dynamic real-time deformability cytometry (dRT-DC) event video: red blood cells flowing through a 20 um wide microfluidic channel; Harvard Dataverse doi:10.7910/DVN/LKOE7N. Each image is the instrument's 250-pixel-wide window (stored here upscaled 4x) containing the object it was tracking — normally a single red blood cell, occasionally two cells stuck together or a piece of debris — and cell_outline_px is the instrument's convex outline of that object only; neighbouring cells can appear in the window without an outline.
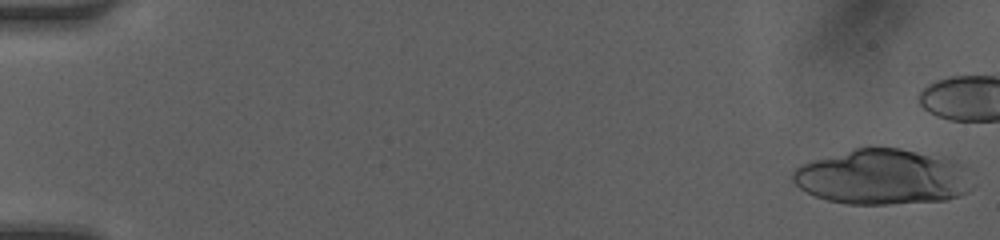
{"species": "human", "species_latin": "Homo sapiens", "temperature_condition": "room temperature", "stored_images_in_passage": 24, "camera_frame_rate_fps": 3000, "um_per_image_px": 0.085, "donor": {"sex": "female"}, "frame": {"image": 1, "passage_image": 1, "time_ms": 0.0, "image_size_px": [1000, 240], "cell_outline_px": [[976, 184], [968, 192], [960, 196], [944, 200], [888, 204], [848, 204], [828, 200], [816, 196], [800, 188], [792, 180], [792, 172], [800, 164], [812, 160], [852, 148], [900, 148], [948, 156], [956, 160], [968, 168]], "centroid_in_image_um": [75.12, 15.02], "position_along_channel_um": 9.9, "area_um2": 59.01}}